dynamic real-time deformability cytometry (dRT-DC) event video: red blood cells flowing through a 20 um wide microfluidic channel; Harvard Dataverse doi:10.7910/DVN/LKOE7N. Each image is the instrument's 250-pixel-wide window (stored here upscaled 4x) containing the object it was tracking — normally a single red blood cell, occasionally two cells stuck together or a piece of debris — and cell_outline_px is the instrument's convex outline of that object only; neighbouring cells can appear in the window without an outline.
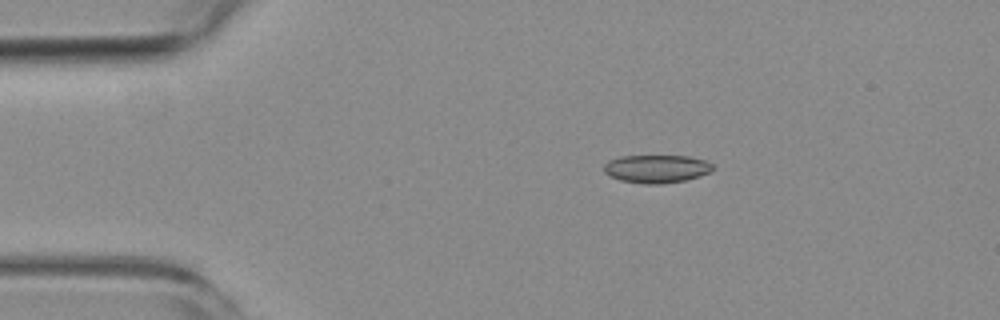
{"species": "common noctule bat (a hibernating species)", "species_latin": "Nyctalus noctula", "temperature_condition": "room temperature", "stored_images_in_passage": 7, "camera_frame_rate_fps": 3000, "um_per_image_px": 0.085, "animal": {"sex": "female", "body_mass_g": 19.3, "forearm_length_mm": 54.1}, "frame": {"image": 1, "passage_image": 3, "time_ms": 2.333, "image_size_px": [1000, 320], "cell_outline_px": [[716, 168], [712, 172], [700, 176], [684, 180], [660, 184], [644, 184], [620, 180], [604, 172], [604, 164], [608, 160], [620, 156], [688, 156], [704, 160], [712, 164]], "centroid_in_image_um": [55.83, 14.34], "position_along_channel_um": 29.2, "area_um2": 17.86}}
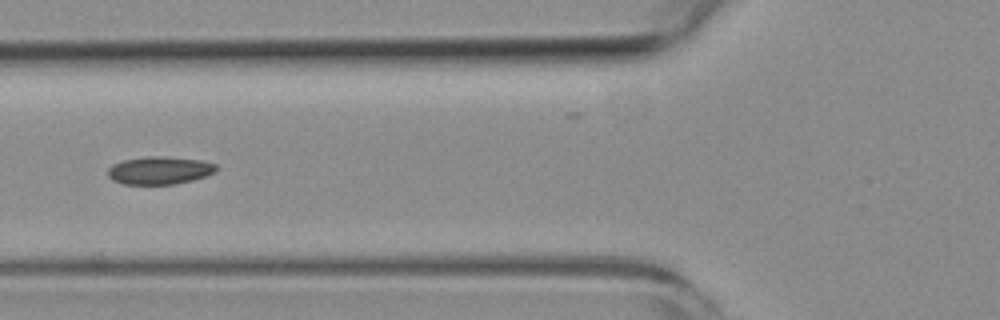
{"frame": {"image": 2, "passage_image": 6, "time_ms": 6.0, "image_size_px": [1000, 320], "cell_outline_px": [[216, 172], [192, 180], [176, 184], [124, 184], [112, 180], [108, 176], [108, 168], [112, 164], [124, 160], [148, 156], [160, 156], [200, 160], [216, 164]], "centroid_in_image_um": [13.54, 14.48], "position_along_channel_um": 112.3, "area_um2": 17.46}}
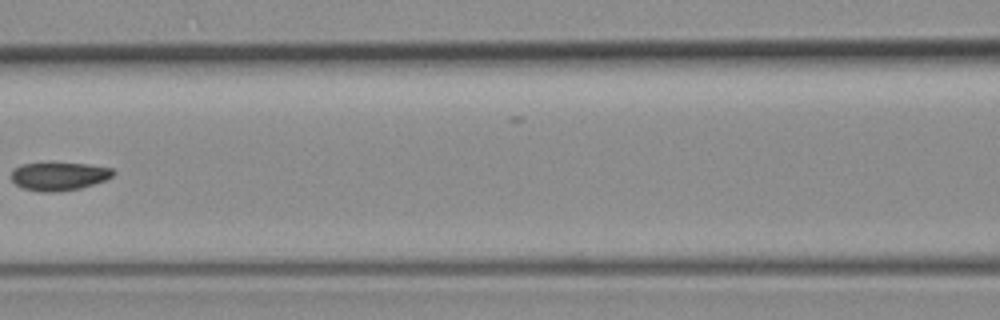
{"frame": {"image": 3, "passage_image": 7, "time_ms": 7.333, "image_size_px": [1000, 320], "cell_outline_px": [[116, 172], [112, 176], [104, 180], [80, 188], [56, 192], [40, 192], [24, 188], [16, 184], [12, 180], [12, 172], [20, 164], [88, 164], [112, 168]], "centroid_in_image_um": [5.03, 14.99], "position_along_channel_um": 161.6, "area_um2": 16.36}}